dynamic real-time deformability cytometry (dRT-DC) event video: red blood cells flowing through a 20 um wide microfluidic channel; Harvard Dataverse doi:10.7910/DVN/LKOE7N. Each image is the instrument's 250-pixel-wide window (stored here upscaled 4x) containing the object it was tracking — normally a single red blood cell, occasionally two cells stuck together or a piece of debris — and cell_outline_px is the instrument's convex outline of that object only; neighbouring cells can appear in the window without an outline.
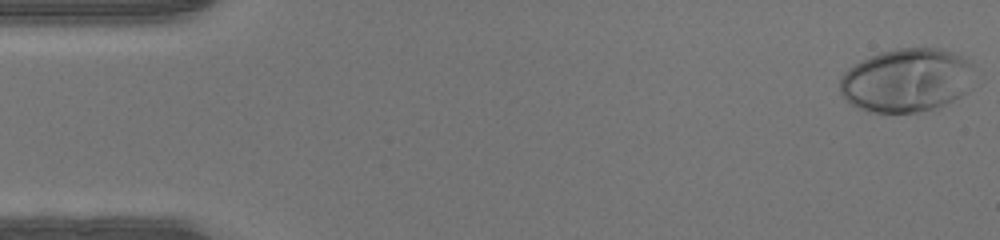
{"species": "human", "species_latin": "Homo sapiens", "temperature_condition": "warm", "stored_images_in_passage": 47, "camera_frame_rate_fps": 3000, "um_per_image_px": 0.085, "donor": {"sex": "male"}, "frame": {"image": 1, "passage_image": 1, "time_ms": 0.0, "image_size_px": [1000, 240], "cell_outline_px": [[972, 88], [968, 92], [944, 104], [932, 108], [916, 112], [868, 112], [852, 104], [840, 92], [840, 76], [852, 64], [880, 52], [896, 48], [940, 48], [952, 52], [960, 56], [972, 64]], "centroid_in_image_um": [77.06, 6.81], "position_along_channel_um": 7.9, "area_um2": 49.82}}
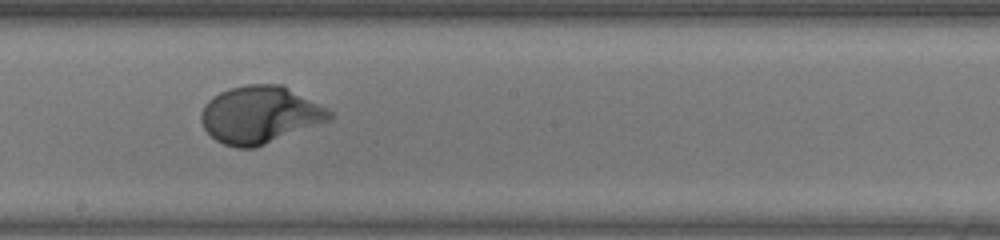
{"frame": {"image": 2, "passage_image": 26, "time_ms": 8.333, "image_size_px": [1000, 240], "cell_outline_px": [[336, 116], [328, 120], [256, 148], [236, 148], [224, 144], [216, 140], [204, 128], [200, 120], [200, 112], [204, 104], [212, 96], [220, 92], [232, 88], [248, 84], [284, 84], [328, 108]], "centroid_in_image_um": [22.09, 9.74], "position_along_channel_um": 226.1, "area_um2": 43.06}}
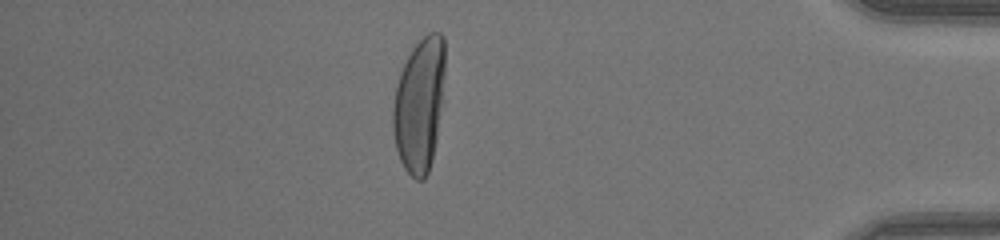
{"frame": {"image": 3, "passage_image": 41, "time_ms": 13.333, "image_size_px": [1000, 240], "cell_outline_px": [[444, 72], [436, 140], [432, 160], [428, 172], [424, 180], [416, 180], [404, 168], [400, 160], [396, 148], [392, 128], [392, 108], [396, 84], [400, 72], [412, 48], [428, 32], [440, 32], [444, 36]], "centroid_in_image_um": [35.62, 8.9], "position_along_channel_um": 399.6, "area_um2": 40.4}}